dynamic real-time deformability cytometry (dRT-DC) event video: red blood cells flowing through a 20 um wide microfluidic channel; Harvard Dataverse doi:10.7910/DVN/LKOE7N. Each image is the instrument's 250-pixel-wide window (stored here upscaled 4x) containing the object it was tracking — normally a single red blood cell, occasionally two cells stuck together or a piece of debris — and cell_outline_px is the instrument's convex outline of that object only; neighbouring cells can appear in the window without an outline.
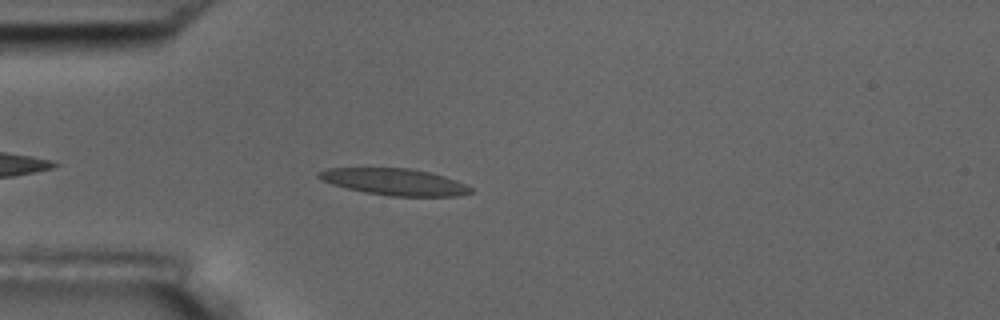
{"species": "common noctule bat (a hibernating species)", "species_latin": "Nyctalus noctula", "temperature_condition": "room temperature", "stored_images_in_passage": 5, "camera_frame_rate_fps": 3000, "um_per_image_px": 0.085, "animal": {"sex": "male", "body_mass_g": 17.5, "forearm_length_mm": 52.3}, "frame": {"image": 1, "passage_image": 4, "time_ms": 1.0, "image_size_px": [1000, 320], "cell_outline_px": [[472, 192], [460, 196], [392, 196], [364, 192], [332, 184], [320, 180], [316, 176], [316, 172], [328, 168], [408, 168], [428, 172], [444, 176], [468, 184], [472, 188]], "centroid_in_image_um": [33.53, 15.46], "position_along_channel_um": 51.5, "area_um2": 23.64}}